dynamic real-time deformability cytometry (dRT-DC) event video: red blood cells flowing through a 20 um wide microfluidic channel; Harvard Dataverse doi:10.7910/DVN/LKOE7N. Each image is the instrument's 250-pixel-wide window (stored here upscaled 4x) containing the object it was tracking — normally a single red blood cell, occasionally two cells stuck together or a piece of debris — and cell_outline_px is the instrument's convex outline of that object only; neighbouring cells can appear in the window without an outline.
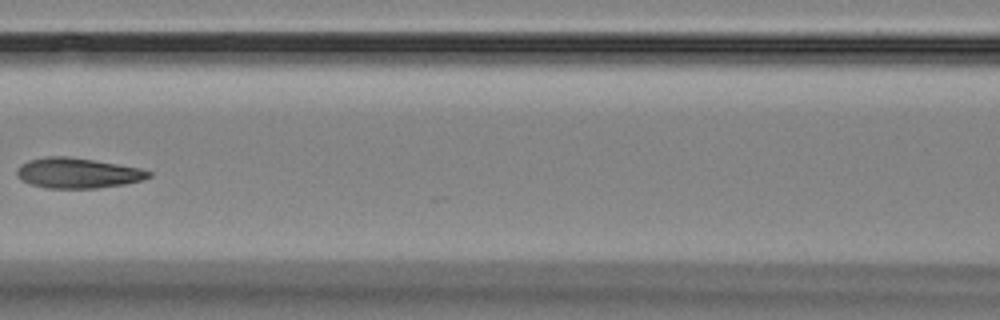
{"species": "Egyptian fruit bat (a non-hibernating species)", "species_latin": "Rousettus aegyptiacus", "temperature_condition": "room temperature", "stored_images_in_passage": 8, "camera_frame_rate_fps": 3000, "um_per_image_px": 0.085, "animal": {"sex": "female"}, "frame": {"image": 1, "passage_image": 7, "time_ms": 8.0, "image_size_px": [1000, 320], "cell_outline_px": [[152, 176], [140, 180], [124, 184], [96, 188], [44, 188], [32, 184], [16, 176], [16, 172], [20, 164], [28, 160], [48, 156], [64, 156], [92, 160], [140, 168], [152, 172]], "centroid_in_image_um": [6.58, 14.71], "position_along_channel_um": 160.0, "area_um2": 23.0}}
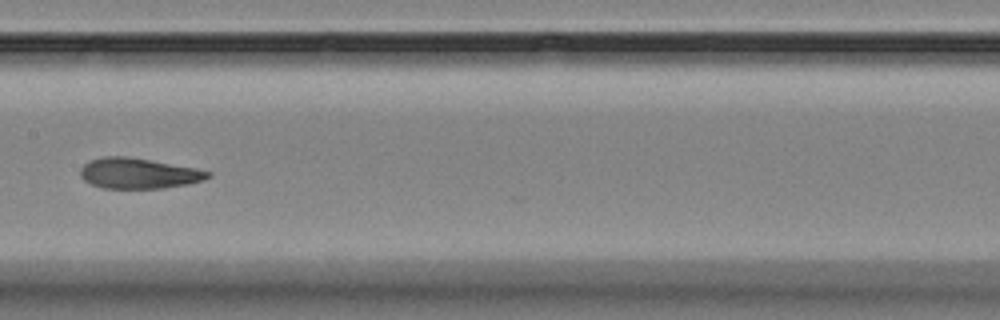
{"frame": {"image": 2, "passage_image": 8, "time_ms": 9.0, "image_size_px": [1000, 320], "cell_outline_px": [[212, 176], [204, 180], [188, 184], [164, 188], [100, 188], [84, 180], [80, 176], [80, 168], [84, 164], [92, 160], [104, 156], [124, 156], [196, 168], [212, 172]], "centroid_in_image_um": [11.78, 14.74], "position_along_channel_um": 195.6, "area_um2": 22.6}}